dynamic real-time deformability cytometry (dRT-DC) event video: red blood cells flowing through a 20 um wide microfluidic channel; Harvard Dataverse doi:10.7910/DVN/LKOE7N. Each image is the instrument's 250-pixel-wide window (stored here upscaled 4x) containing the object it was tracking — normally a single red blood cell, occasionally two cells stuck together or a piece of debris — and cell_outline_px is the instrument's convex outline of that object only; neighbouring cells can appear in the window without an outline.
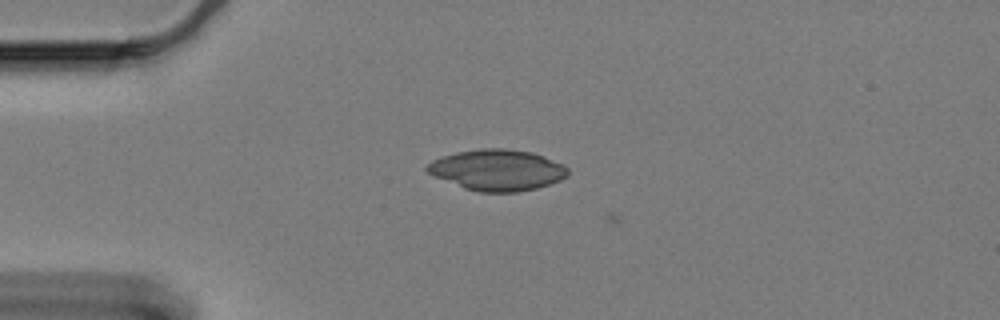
{"species": "Egyptian fruit bat (a non-hibernating species)", "species_latin": "Rousettus aegyptiacus", "temperature_condition": "cold", "stored_images_in_passage": 3, "camera_frame_rate_fps": 3000, "um_per_image_px": 0.085, "animal": {"sex": "female"}, "frame": {"image": 1, "passage_image": 2, "time_ms": 0.333, "image_size_px": [1000, 320], "cell_outline_px": [[568, 176], [560, 180], [536, 188], [516, 192], [480, 192], [464, 188], [436, 176], [428, 172], [424, 168], [432, 160], [456, 152], [480, 148], [504, 148], [532, 152], [544, 156], [564, 164], [568, 168]], "centroid_in_image_um": [42.3, 14.44], "position_along_channel_um": 42.7, "area_um2": 33.52}}